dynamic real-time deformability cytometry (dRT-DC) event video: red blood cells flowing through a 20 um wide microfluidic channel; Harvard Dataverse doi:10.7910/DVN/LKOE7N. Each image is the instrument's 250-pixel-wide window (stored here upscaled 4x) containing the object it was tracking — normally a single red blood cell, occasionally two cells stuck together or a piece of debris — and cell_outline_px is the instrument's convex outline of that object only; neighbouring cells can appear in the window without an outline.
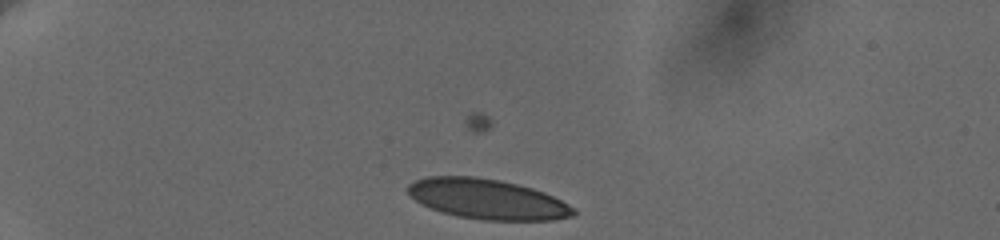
{"species": "human", "species_latin": "Homo sapiens", "temperature_condition": "cold", "stored_images_in_passage": 18, "camera_frame_rate_fps": 3000, "um_per_image_px": 0.085, "donor": {"sex": "female"}, "frame": {"image": 1, "passage_image": 1, "time_ms": 0.0, "image_size_px": [1000, 240], "cell_outline_px": [[576, 212], [572, 216], [552, 220], [484, 220], [460, 216], [444, 212], [432, 208], [416, 200], [408, 192], [408, 184], [416, 180], [428, 176], [472, 176], [500, 180], [532, 188], [544, 192], [568, 204]], "centroid_in_image_um": [41.43, 16.91], "position_along_channel_um": 43.6, "area_um2": 38.15}}
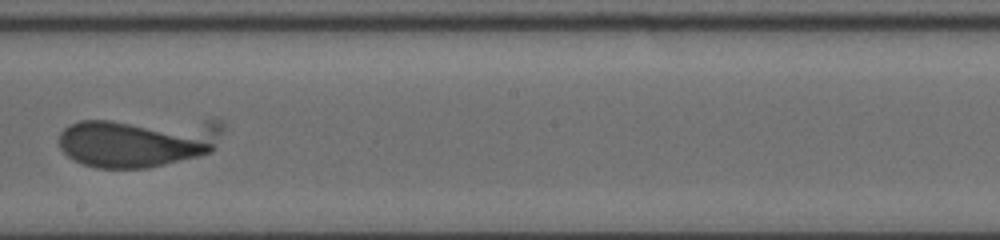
{"frame": {"image": 2, "passage_image": 10, "time_ms": 7.0, "image_size_px": [1000, 240], "cell_outline_px": [[224, 128], [212, 152], [148, 168], [96, 168], [84, 164], [68, 156], [60, 148], [60, 132], [64, 128], [80, 120], [220, 120], [224, 124]], "centroid_in_image_um": [11.77, 12.04], "position_along_channel_um": 236.4, "area_um2": 47.92}}
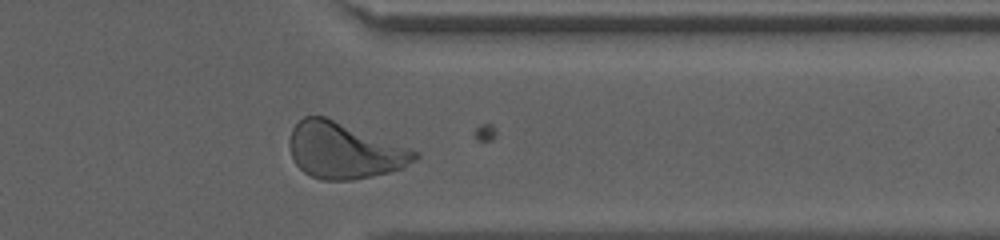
{"frame": {"image": 3, "passage_image": 16, "time_ms": 11.0, "image_size_px": [1000, 240], "cell_outline_px": [[420, 156], [416, 160], [404, 168], [372, 176], [352, 180], [320, 180], [304, 172], [296, 164], [292, 156], [288, 144], [288, 140], [292, 128], [304, 116], [324, 116], [420, 152]], "centroid_in_image_um": [29.25, 12.81], "position_along_channel_um": 382.1, "area_um2": 40.75}, "authors_computed_cell_mechanics": {"area_um2": 40.4022, "velocity_mm_per_s": 3.6627, "shape_relaxation_time_tau1_ms": 7.3837, "shape_relaxation_time_tau2_ms": null, "deformation_change_tau1": 0.1596, "deformation_change_tau2": null}}